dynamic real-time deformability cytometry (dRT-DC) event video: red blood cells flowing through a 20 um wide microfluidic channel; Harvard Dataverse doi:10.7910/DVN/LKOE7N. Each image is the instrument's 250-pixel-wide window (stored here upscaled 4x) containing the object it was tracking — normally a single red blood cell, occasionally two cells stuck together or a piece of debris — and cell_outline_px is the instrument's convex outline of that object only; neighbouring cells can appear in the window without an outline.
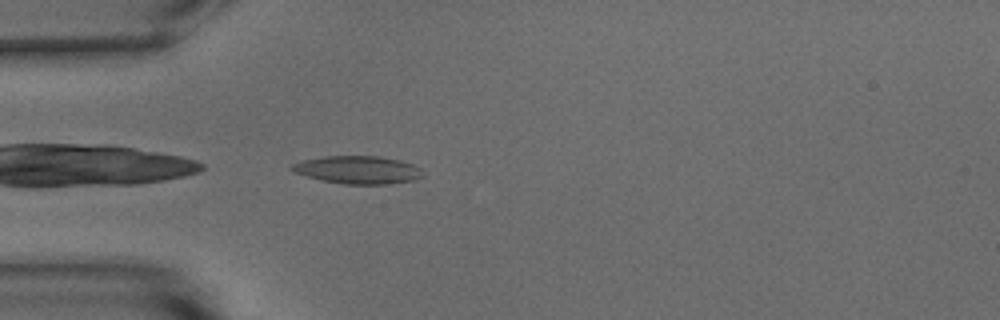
{"species": "common noctule bat (a hibernating species)", "species_latin": "Nyctalus noctula", "temperature_condition": "warm", "stored_images_in_passage": 40, "camera_frame_rate_fps": 3000, "um_per_image_px": 0.085, "animal": {"sex": "male", "body_mass_g": 15.6}, "frame": {"image": 1, "passage_image": 2, "time_ms": 0.333, "image_size_px": [1000, 320], "cell_outline_px": [[424, 176], [412, 180], [388, 184], [344, 184], [324, 180], [292, 172], [288, 168], [292, 164], [304, 160], [324, 156], [380, 156], [400, 160], [412, 164], [420, 168]], "centroid_in_image_um": [30.42, 14.43], "position_along_channel_um": 54.6, "area_um2": 21.15}}
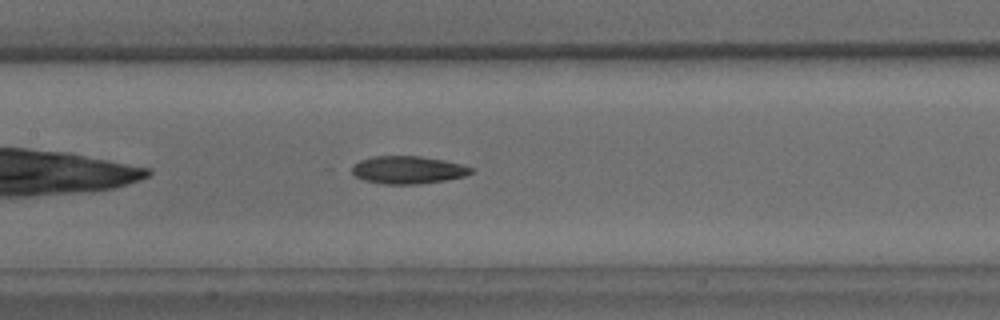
{"frame": {"image": 2, "passage_image": 12, "time_ms": 3.667, "image_size_px": [1000, 320], "cell_outline_px": [[472, 172], [464, 176], [444, 180], [420, 184], [384, 184], [364, 180], [356, 176], [352, 172], [352, 164], [360, 160], [372, 156], [420, 156], [444, 160], [460, 164], [472, 168]], "centroid_in_image_um": [34.63, 14.44], "position_along_channel_um": 172.8, "area_um2": 19.13}}
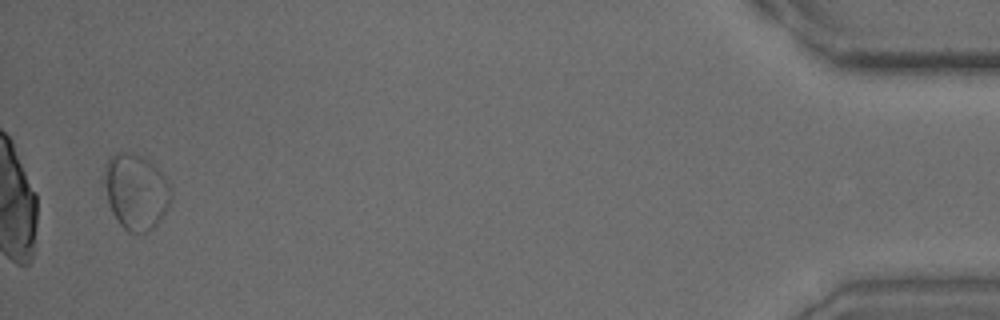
{"frame": {"image": 3, "passage_image": 39, "time_ms": 12.667, "image_size_px": [1000, 320], "cell_outline_px": [[172, 196], [164, 212], [156, 224], [148, 232], [128, 232], [120, 224], [112, 212], [100, 180], [104, 164], [108, 156], [120, 152], [136, 156], [148, 160], [164, 176], [172, 188]], "centroid_in_image_um": [11.48, 16.28], "position_along_channel_um": 423.7, "area_um2": 29.48}}